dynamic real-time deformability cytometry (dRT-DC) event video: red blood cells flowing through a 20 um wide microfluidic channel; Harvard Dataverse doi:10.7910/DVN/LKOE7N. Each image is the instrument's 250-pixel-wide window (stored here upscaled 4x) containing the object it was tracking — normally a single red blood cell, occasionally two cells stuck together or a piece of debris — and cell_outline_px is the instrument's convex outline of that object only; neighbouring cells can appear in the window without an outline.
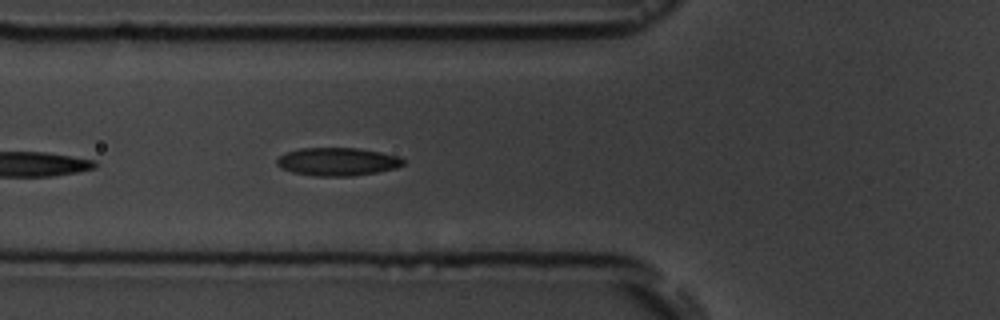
{"species": "common noctule bat (a hibernating species)", "species_latin": "Nyctalus noctula", "temperature_condition": "room temperature", "stored_images_in_passage": 6, "camera_frame_rate_fps": 3000, "um_per_image_px": 0.085, "animal": {"sex": "male", "body_mass_g": 19.5, "forearm_length_mm": 54.6}, "frame": {"image": 1, "passage_image": 6, "time_ms": 6.667, "image_size_px": [1000, 320], "cell_outline_px": [[404, 164], [396, 168], [376, 172], [352, 176], [316, 176], [292, 172], [280, 168], [276, 164], [276, 160], [280, 156], [288, 152], [300, 148], [356, 148], [380, 152], [400, 156], [404, 160]], "centroid_in_image_um": [28.68, 13.74], "position_along_channel_um": 97.1, "area_um2": 20.63}}